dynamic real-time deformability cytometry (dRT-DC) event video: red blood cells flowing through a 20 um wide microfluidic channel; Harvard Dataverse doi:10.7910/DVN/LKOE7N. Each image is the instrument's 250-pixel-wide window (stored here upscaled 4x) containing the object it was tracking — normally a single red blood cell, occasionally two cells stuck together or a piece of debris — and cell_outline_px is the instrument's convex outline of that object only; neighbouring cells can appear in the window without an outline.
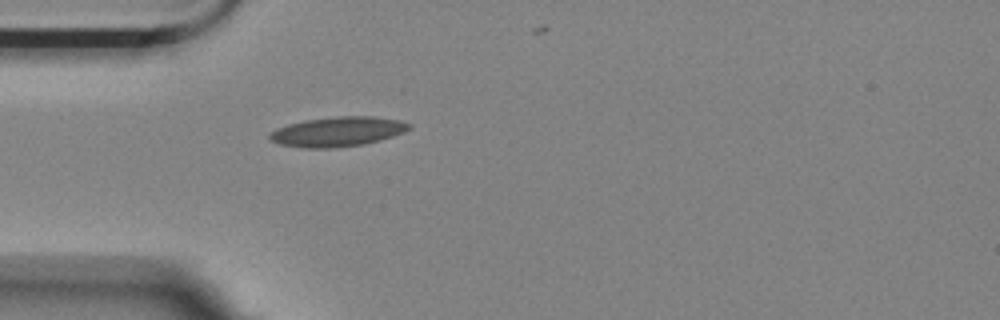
{"species": "Egyptian fruit bat (a non-hibernating species)", "species_latin": "Rousettus aegyptiacus", "temperature_condition": "room temperature", "stored_images_in_passage": 32, "camera_frame_rate_fps": 3000, "um_per_image_px": 0.085, "animal": {"sex": "female"}, "frame": {"image": 1, "passage_image": 1, "time_ms": 0.0, "image_size_px": [1000, 320], "cell_outline_px": [[412, 128], [404, 132], [392, 136], [364, 144], [336, 148], [300, 148], [280, 144], [272, 140], [268, 136], [276, 128], [288, 124], [304, 120], [336, 116], [372, 116], [400, 120], [412, 124]], "centroid_in_image_um": [28.71, 11.19], "position_along_channel_um": 56.3, "area_um2": 24.22}}
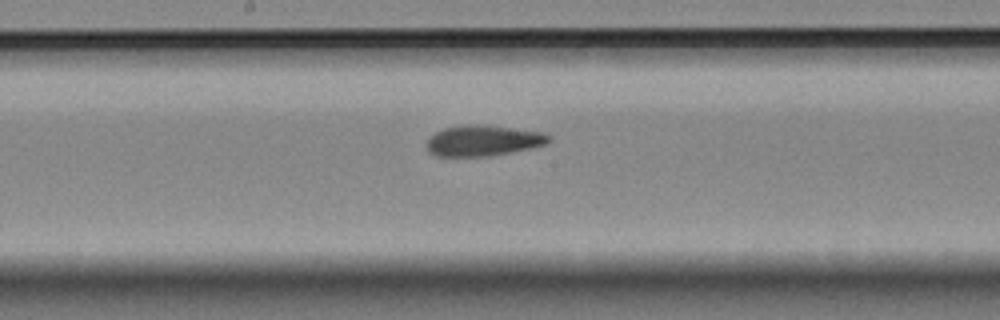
{"frame": {"image": 2, "passage_image": 14, "time_ms": 4.333, "image_size_px": [1000, 320], "cell_outline_px": [[552, 140], [548, 144], [532, 148], [488, 156], [436, 156], [424, 144], [436, 132], [444, 128], [460, 124], [476, 124], [540, 132], [552, 136]], "centroid_in_image_um": [41.08, 11.95], "position_along_channel_um": 207.1, "area_um2": 21.73}}
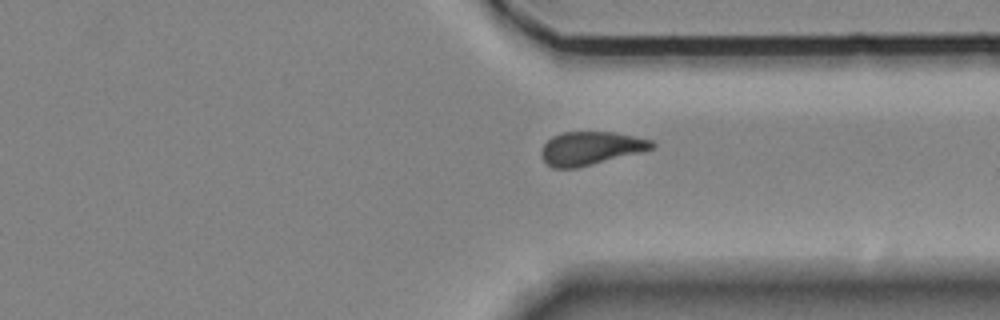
{"frame": {"image": 3, "passage_image": 27, "time_ms": 8.667, "image_size_px": [1000, 320], "cell_outline_px": [[656, 148], [576, 168], [552, 168], [540, 156], [540, 152], [544, 144], [552, 136], [564, 132], [612, 132], [652, 140], [656, 144]], "centroid_in_image_um": [50.19, 12.6], "position_along_channel_um": 361.2, "area_um2": 21.33}}